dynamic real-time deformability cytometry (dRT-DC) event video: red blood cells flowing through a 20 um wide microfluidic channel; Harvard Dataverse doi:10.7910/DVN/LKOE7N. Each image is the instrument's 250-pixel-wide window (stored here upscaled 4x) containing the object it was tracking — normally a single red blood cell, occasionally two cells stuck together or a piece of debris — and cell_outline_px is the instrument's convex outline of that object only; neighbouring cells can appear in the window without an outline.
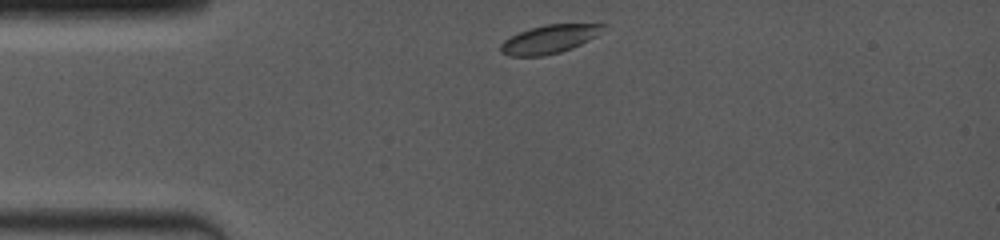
{"species": "common noctule bat (a hibernating species)", "species_latin": "Nyctalus noctula", "temperature_condition": "room temperature", "stored_images_in_passage": 47, "camera_frame_rate_fps": 4000, "um_per_image_px": 0.085, "animal": {"sex": "female", "body_mass_g": 19.0, "forearm_length_mm": 53.3}, "frame": {"image": 1, "passage_image": 1, "time_ms": 0.0, "image_size_px": [1000, 240], "cell_outline_px": [[608, 24], [596, 36], [572, 48], [560, 52], [544, 56], [508, 56], [500, 52], [500, 44], [504, 40], [520, 32], [544, 24]], "centroid_in_image_um": [46.67, 3.34], "position_along_channel_um": 38.3, "area_um2": 16.82}}
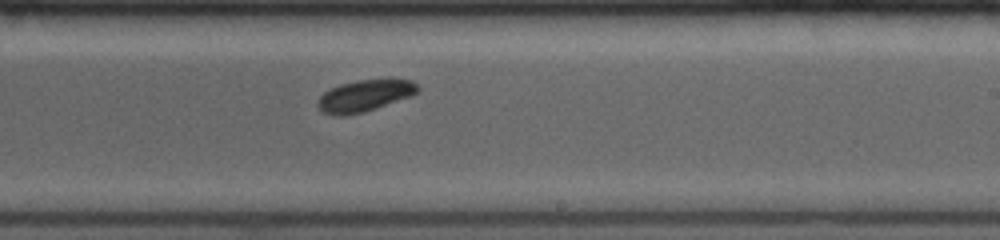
{"frame": {"image": 2, "passage_image": 26, "time_ms": 6.25, "image_size_px": [1000, 240], "cell_outline_px": [[420, 88], [412, 96], [364, 112], [344, 116], [332, 116], [324, 112], [316, 104], [316, 100], [324, 92], [340, 84], [360, 80], [388, 76], [412, 80]], "centroid_in_image_um": [31.04, 8.1], "position_along_channel_um": 258.0, "area_um2": 19.02}}
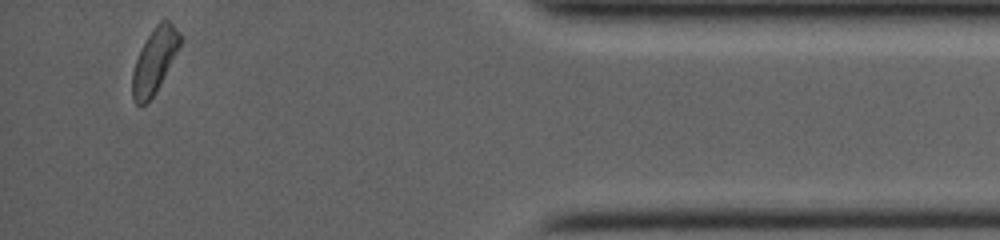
{"frame": {"image": 3, "passage_image": 46, "time_ms": 11.25, "image_size_px": [1000, 240], "cell_outline_px": [[180, 44], [152, 96], [140, 108], [132, 100], [132, 72], [140, 48], [152, 28], [164, 16], [180, 32]], "centroid_in_image_um": [13.08, 5.11], "position_along_channel_um": 422.1, "area_um2": 17.57}, "authors_computed_cell_mechanics": {"area_um2": 18.3804, "velocity_mm_per_s": 4.0343, "shape_relaxation_time_tau1_ms": 2.9125, "shape_relaxation_time_tau2_ms": null, "deformation_change_tau1": 0.0867, "deformation_change_tau2": null}}